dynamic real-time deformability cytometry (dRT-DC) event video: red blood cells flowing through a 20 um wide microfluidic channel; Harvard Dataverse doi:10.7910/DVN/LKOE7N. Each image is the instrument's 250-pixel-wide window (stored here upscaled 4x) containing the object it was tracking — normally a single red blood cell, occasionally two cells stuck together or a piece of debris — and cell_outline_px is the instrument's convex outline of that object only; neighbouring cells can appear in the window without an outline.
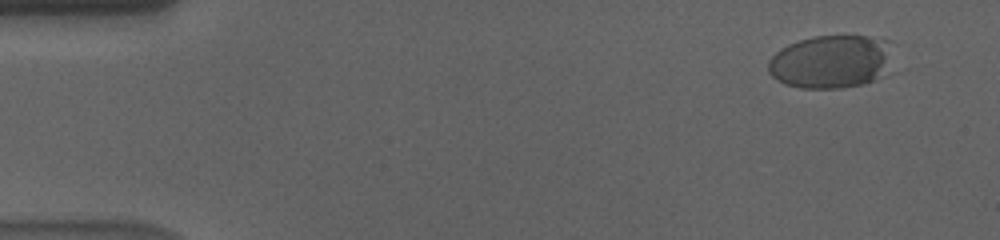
{"species": "human", "species_latin": "Homo sapiens", "temperature_condition": "cold", "stored_images_in_passage": 58, "camera_frame_rate_fps": 3000, "um_per_image_px": 0.085, "donor": {"sex": "male"}, "frame": {"image": 1, "passage_image": 5, "time_ms": 1.333, "image_size_px": [1000, 240], "cell_outline_px": [[892, 40], [884, 76], [864, 84], [840, 88], [800, 88], [784, 84], [776, 80], [768, 72], [768, 60], [780, 48], [788, 44], [800, 40], [816, 36], [868, 36]], "centroid_in_image_um": [70.6, 5.24], "position_along_channel_um": 14.4, "area_um2": 38.84}}
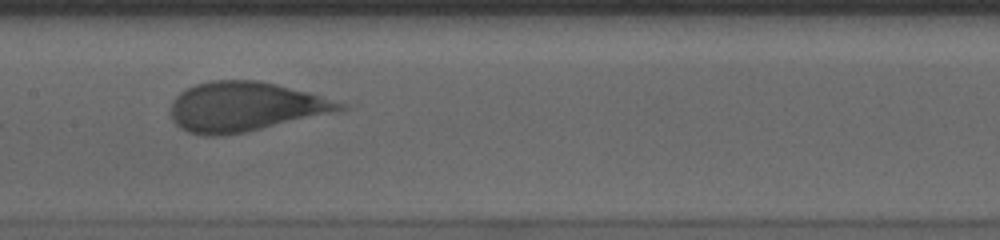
{"frame": {"image": 2, "passage_image": 30, "time_ms": 9.667, "image_size_px": [1000, 240], "cell_outline_px": [[348, 108], [344, 112], [248, 132], [220, 136], [204, 136], [188, 132], [180, 128], [172, 120], [172, 100], [180, 92], [196, 84], [212, 80], [256, 80], [276, 84], [308, 92], [344, 104]], "centroid_in_image_um": [20.88, 9.1], "position_along_channel_um": 186.5, "area_um2": 49.42}}
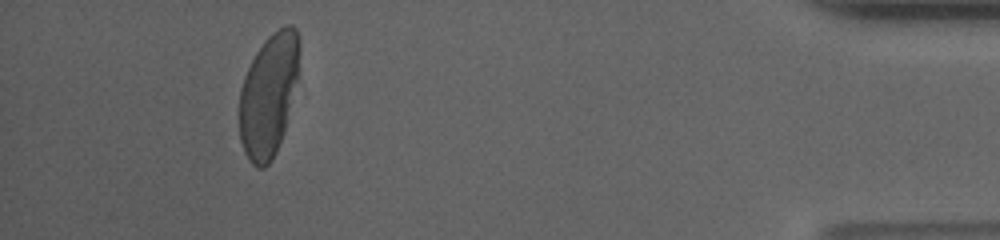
{"frame": {"image": 3, "passage_image": 54, "time_ms": 17.667, "image_size_px": [1000, 240], "cell_outline_px": [[300, 52], [296, 80], [284, 132], [272, 160], [264, 168], [256, 168], [248, 160], [244, 152], [240, 140], [240, 88], [244, 76], [256, 52], [264, 40], [272, 32], [288, 24], [292, 24], [296, 28], [300, 40]], "centroid_in_image_um": [22.83, 8.06], "position_along_channel_um": 412.4, "area_um2": 42.83}, "authors_computed_cell_mechanics": {"area_um2": 47.1359, "velocity_mm_per_s": 3.5776, "shape_relaxation_time_tau1_ms": 4.1111, "shape_relaxation_time_tau2_ms": null, "deformation_change_tau1": 0.1718, "deformation_change_tau2": null}}